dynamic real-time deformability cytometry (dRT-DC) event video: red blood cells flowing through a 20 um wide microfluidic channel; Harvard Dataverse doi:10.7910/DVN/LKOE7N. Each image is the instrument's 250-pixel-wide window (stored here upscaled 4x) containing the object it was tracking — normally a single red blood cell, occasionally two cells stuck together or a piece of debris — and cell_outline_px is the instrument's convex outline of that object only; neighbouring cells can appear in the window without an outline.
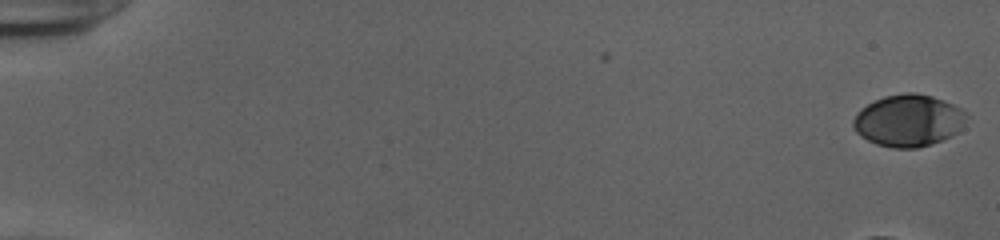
{"species": "human", "species_latin": "Homo sapiens", "temperature_condition": "cold", "stored_images_in_passage": 46, "camera_frame_rate_fps": 3000, "um_per_image_px": 0.085, "donor": {"sex": "female"}, "frame": {"image": 1, "passage_image": 1, "time_ms": 0.0, "image_size_px": [1000, 240], "cell_outline_px": [[968, 116], [956, 132], [952, 136], [916, 148], [892, 148], [876, 144], [860, 136], [856, 132], [852, 124], [852, 120], [868, 104], [884, 96], [904, 92], [916, 92], [932, 96], [944, 100], [960, 108]], "centroid_in_image_um": [77.2, 10.24], "position_along_channel_um": 7.8, "area_um2": 33.93}}